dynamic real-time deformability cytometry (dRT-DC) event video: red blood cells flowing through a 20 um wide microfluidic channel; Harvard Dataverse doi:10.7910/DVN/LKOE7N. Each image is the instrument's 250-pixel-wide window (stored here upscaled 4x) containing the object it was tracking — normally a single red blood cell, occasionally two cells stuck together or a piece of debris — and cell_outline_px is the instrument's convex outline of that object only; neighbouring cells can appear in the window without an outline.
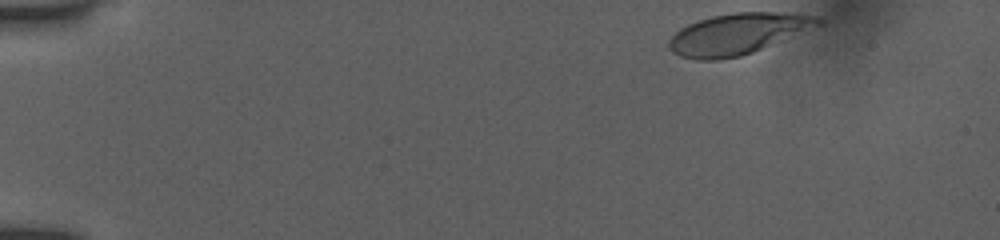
{"species": "human", "species_latin": "Homo sapiens", "temperature_condition": "room temperature", "stored_images_in_passage": 41, "camera_frame_rate_fps": 3000, "um_per_image_px": 0.085, "donor": {"sex": "female"}, "frame": {"image": 1, "passage_image": 1, "time_ms": 0.0, "image_size_px": [1000, 240], "cell_outline_px": [[824, 24], [752, 52], [740, 56], [716, 60], [696, 60], [680, 56], [672, 52], [668, 48], [668, 40], [680, 28], [688, 24], [712, 16], [732, 12], [796, 12], [816, 16], [824, 20]], "centroid_in_image_um": [62.74, 2.86], "position_along_channel_um": 22.3, "area_um2": 35.89}}
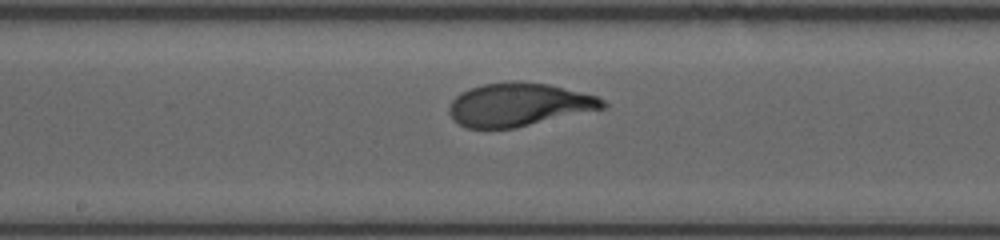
{"frame": {"image": 2, "passage_image": 24, "time_ms": 7.667, "image_size_px": [1000, 240], "cell_outline_px": [[608, 108], [516, 128], [464, 128], [452, 120], [448, 112], [448, 108], [452, 100], [460, 92], [468, 88], [484, 84], [508, 80], [516, 80], [548, 84], [596, 96], [604, 100], [608, 104]], "centroid_in_image_um": [44.09, 8.9], "position_along_channel_um": 204.1, "area_um2": 39.3}}
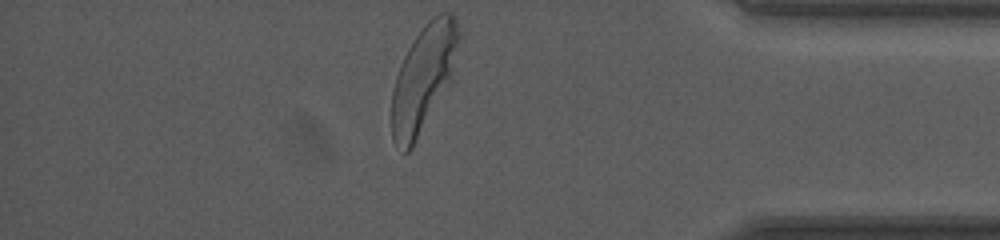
{"frame": {"image": 3, "passage_image": 41, "time_ms": 13.333, "image_size_px": [1000, 240], "cell_outline_px": [[460, 40], [452, 80], [412, 148], [408, 152], [404, 152], [392, 140], [392, 92], [396, 76], [400, 64], [408, 48], [424, 24], [432, 16], [440, 12], [448, 12], [456, 16], [460, 32]], "centroid_in_image_um": [36.03, 6.6], "position_along_channel_um": 399.2, "area_um2": 41.79}}